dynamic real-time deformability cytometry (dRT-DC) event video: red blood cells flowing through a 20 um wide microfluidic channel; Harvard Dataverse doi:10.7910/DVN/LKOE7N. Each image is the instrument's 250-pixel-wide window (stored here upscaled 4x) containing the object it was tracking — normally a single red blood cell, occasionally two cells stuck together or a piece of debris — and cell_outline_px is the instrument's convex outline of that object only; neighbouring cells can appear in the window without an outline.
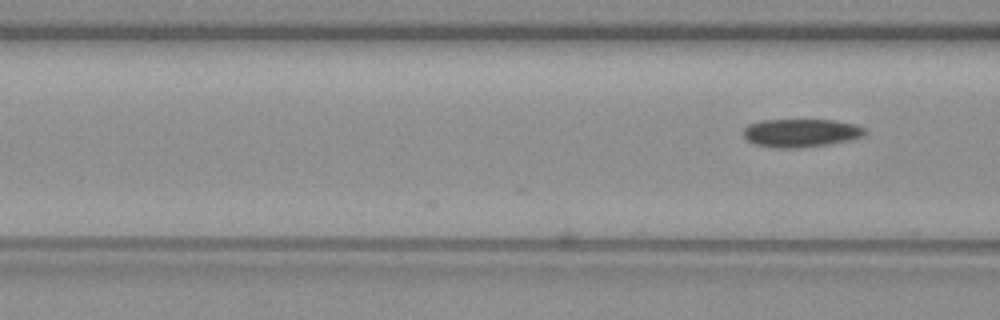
{"species": "common noctule bat (a hibernating species)", "species_latin": "Nyctalus noctula", "temperature_condition": "warm", "stored_images_in_passage": 3, "camera_frame_rate_fps": 3000, "um_per_image_px": 0.085, "animal": {"sex": "female", "body_mass_g": 19.3, "forearm_length_mm": 54.1}, "frame": {"image": 1, "passage_image": 3, "time_ms": 0.667, "image_size_px": [1000, 320], "cell_outline_px": [[868, 132], [864, 136], [848, 140], [828, 144], [796, 148], [776, 148], [756, 144], [748, 140], [744, 136], [744, 128], [748, 124], [760, 120], [836, 120], [856, 124], [864, 128]], "centroid_in_image_um": [68.1, 11.29], "position_along_channel_um": 98.5, "area_um2": 20.0}}